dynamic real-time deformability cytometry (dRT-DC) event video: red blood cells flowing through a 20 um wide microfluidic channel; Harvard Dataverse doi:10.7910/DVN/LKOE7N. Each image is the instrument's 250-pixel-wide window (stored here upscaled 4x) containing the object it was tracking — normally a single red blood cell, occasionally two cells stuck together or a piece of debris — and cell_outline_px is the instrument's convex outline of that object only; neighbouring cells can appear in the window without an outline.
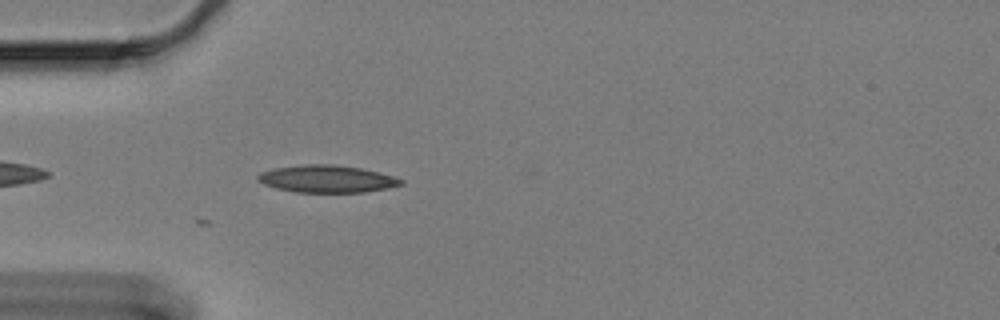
{"species": "Egyptian fruit bat (a non-hibernating species)", "species_latin": "Rousettus aegyptiacus", "temperature_condition": "cold", "stored_images_in_passage": 3, "camera_frame_rate_fps": 3000, "um_per_image_px": 0.085, "animal": {"sex": "female"}, "frame": {"image": 1, "passage_image": 1, "time_ms": 0.0, "image_size_px": [1000, 320], "cell_outline_px": [[404, 184], [388, 188], [364, 192], [296, 192], [276, 188], [264, 184], [256, 180], [256, 176], [260, 172], [276, 168], [300, 164], [332, 164], [360, 168], [380, 172], [404, 180]], "centroid_in_image_um": [27.78, 15.2], "position_along_channel_um": 57.2, "area_um2": 22.83}}